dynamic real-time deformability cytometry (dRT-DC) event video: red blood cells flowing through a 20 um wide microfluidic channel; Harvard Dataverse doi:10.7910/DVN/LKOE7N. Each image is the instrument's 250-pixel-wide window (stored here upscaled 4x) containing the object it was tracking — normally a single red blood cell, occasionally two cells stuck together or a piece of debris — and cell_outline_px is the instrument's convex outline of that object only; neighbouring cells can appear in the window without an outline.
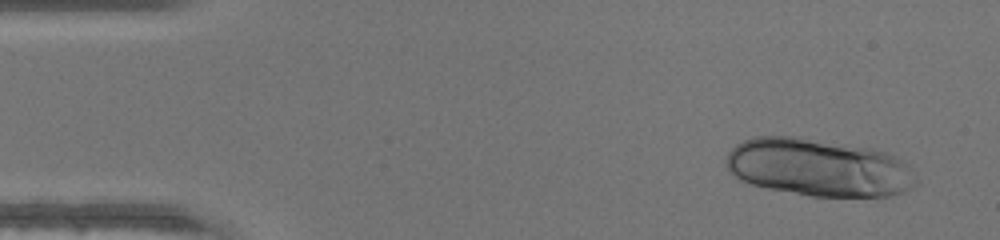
{"species": "human", "species_latin": "Homo sapiens", "temperature_condition": "warm", "stored_images_in_passage": 43, "segment_of_instrument_passage": [1, 2], "camera_frame_rate_fps": 3000, "um_per_image_px": 0.085, "donor": {"sex": "male"}, "frame": {"image": 1, "passage_image": 1, "time_ms": 0.0, "image_size_px": [1000, 240], "cell_outline_px": [[920, 184], [904, 192], [892, 196], [812, 196], [768, 188], [752, 184], [740, 180], [728, 168], [724, 160], [728, 152], [736, 144], [744, 140], [756, 136], [796, 136], [872, 148], [888, 152], [904, 160], [908, 164]], "centroid_in_image_um": [69.63, 14.23], "position_along_channel_um": 15.4, "area_um2": 64.33}}